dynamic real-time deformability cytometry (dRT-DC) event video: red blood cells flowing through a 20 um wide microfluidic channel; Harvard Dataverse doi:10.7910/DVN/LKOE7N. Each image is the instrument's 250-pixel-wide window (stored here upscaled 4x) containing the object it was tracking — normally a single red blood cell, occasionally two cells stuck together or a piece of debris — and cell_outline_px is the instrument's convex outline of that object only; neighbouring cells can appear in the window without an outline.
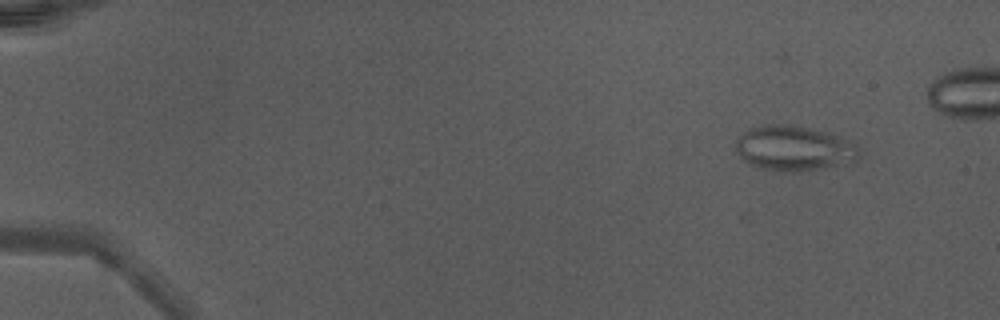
{"species": "Egyptian fruit bat (a non-hibernating species)", "species_latin": "Rousettus aegyptiacus", "temperature_condition": "warm", "stored_images_in_passage": 3, "camera_frame_rate_fps": 3000, "um_per_image_px": 0.085, "animal": {"sex": "male"}, "frame": {"image": 1, "passage_image": 1, "time_ms": 0.0, "image_size_px": [1000, 320], "cell_outline_px": [[860, 156], [856, 160], [800, 172], [780, 172], [760, 168], [744, 160], [740, 156], [736, 148], [736, 140], [744, 132], [752, 128], [764, 124], [788, 124], [828, 132], [852, 140], [856, 144]], "centroid_in_image_um": [67.49, 12.6], "position_along_channel_um": 17.5, "area_um2": 32.25}}